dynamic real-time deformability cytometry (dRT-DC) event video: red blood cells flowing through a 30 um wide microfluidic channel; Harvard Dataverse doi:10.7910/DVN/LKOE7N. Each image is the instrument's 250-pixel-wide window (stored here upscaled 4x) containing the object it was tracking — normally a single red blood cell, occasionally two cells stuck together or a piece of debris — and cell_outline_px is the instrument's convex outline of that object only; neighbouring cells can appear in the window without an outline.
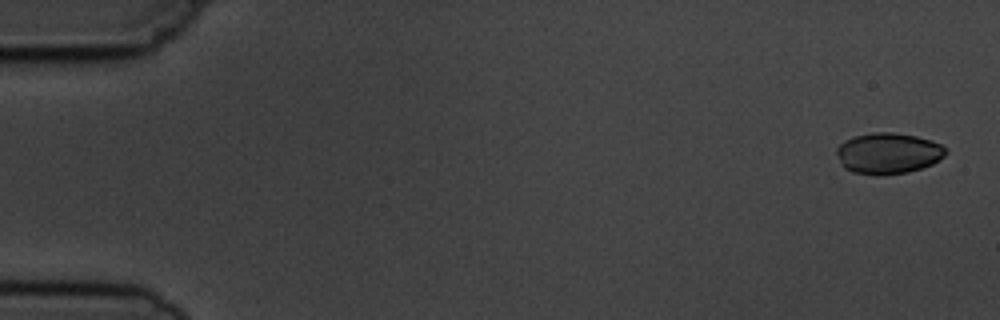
{"species": "common noctule bat (a hibernating species)", "species_latin": "Nyctalus noctula", "temperature_condition": "cold", "stored_images_in_passage": 5, "camera_frame_rate_fps": 3000, "um_per_image_px": 0.085, "animal": {"sex": "male", "body_mass_g": 19.5, "forearm_length_mm": 54.6}, "frame": {"image": 1, "passage_image": 1, "time_ms": 0.0, "image_size_px": [1000, 320], "cell_outline_px": [[948, 152], [940, 160], [932, 164], [908, 172], [880, 176], [852, 172], [844, 168], [840, 164], [836, 152], [836, 148], [844, 140], [852, 136], [872, 132], [892, 132], [916, 136], [932, 140], [940, 144]], "centroid_in_image_um": [75.46, 13.03], "position_along_channel_um": 9.5, "area_um2": 26.41}}
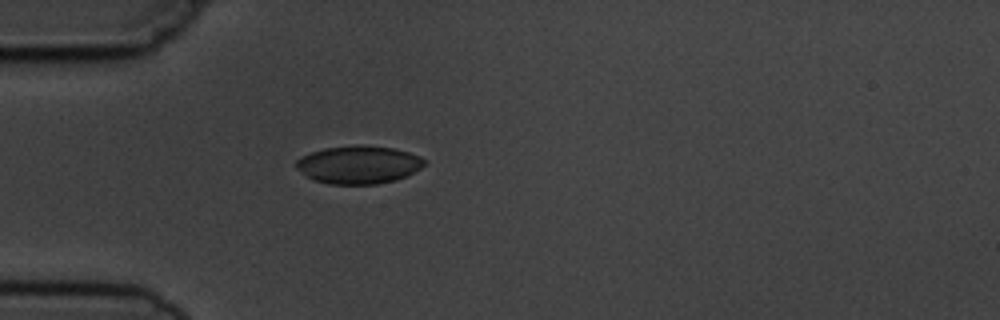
{"frame": {"image": 2, "passage_image": 5, "time_ms": 4.667, "image_size_px": [1000, 320], "cell_outline_px": [[428, 160], [420, 168], [408, 176], [396, 180], [376, 184], [328, 184], [312, 180], [304, 176], [296, 168], [296, 160], [300, 156], [324, 148], [356, 144], [364, 144], [392, 148], [408, 152], [420, 156]], "centroid_in_image_um": [30.46, 13.99], "position_along_channel_um": 54.5, "area_um2": 28.84}}